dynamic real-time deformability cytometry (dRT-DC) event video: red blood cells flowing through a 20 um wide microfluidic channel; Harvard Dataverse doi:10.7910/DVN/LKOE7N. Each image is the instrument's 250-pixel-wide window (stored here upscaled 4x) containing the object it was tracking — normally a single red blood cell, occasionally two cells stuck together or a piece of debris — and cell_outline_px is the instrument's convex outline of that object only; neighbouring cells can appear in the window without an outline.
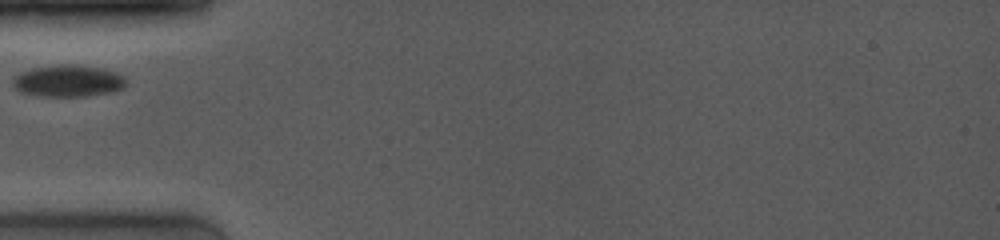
{"species": "common noctule bat (a hibernating species)", "species_latin": "Nyctalus noctula", "temperature_condition": "room temperature", "stored_images_in_passage": 1, "camera_frame_rate_fps": 4000, "um_per_image_px": 0.085, "animal": {"sex": "female", "body_mass_g": 19.0, "forearm_length_mm": 53.3}, "frame": {"image": 1, "passage_image": 1, "time_ms": 0.0, "image_size_px": [1000, 240], "cell_outline_px": [[128, 84], [124, 88], [112, 92], [88, 96], [40, 96], [20, 92], [12, 84], [12, 80], [20, 72], [32, 68], [60, 64], [68, 64], [100, 68], [116, 72], [124, 76], [128, 80]], "centroid_in_image_um": [5.83, 6.88], "position_along_channel_um": 79.2, "area_um2": 21.15}}